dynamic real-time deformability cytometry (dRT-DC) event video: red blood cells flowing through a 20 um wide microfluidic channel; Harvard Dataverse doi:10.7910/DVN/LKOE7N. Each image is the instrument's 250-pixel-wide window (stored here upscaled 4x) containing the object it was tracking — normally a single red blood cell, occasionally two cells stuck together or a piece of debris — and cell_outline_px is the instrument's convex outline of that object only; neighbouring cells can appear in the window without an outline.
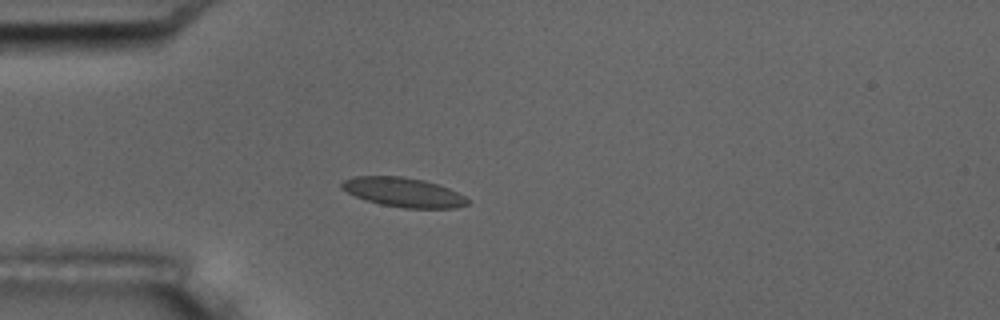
{"species": "common noctule bat (a hibernating species)", "species_latin": "Nyctalus noctula", "temperature_condition": "room temperature", "stored_images_in_passage": 9, "camera_frame_rate_fps": 3000, "um_per_image_px": 0.085, "animal": {"sex": "male", "body_mass_g": 17.5, "forearm_length_mm": 52.3}, "frame": {"image": 1, "passage_image": 4, "time_ms": 3.667, "image_size_px": [1000, 320], "cell_outline_px": [[472, 200], [468, 204], [456, 208], [404, 208], [380, 204], [356, 196], [340, 188], [340, 184], [344, 180], [356, 176], [404, 176], [424, 180], [448, 188]], "centroid_in_image_um": [34.31, 16.34], "position_along_channel_um": 50.7, "area_um2": 21.44}}
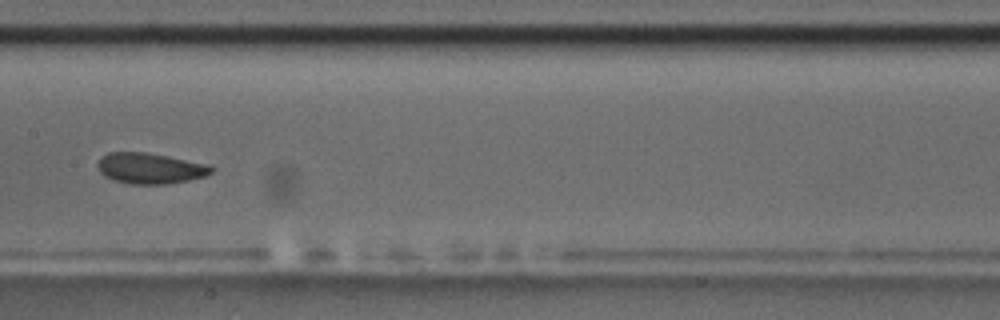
{"frame": {"image": 2, "passage_image": 8, "time_ms": 8.0, "image_size_px": [1000, 320], "cell_outline_px": [[216, 168], [212, 172], [204, 176], [188, 180], [168, 184], [128, 184], [112, 180], [104, 176], [100, 172], [96, 164], [108, 152], [144, 152], [208, 164]], "centroid_in_image_um": [12.75, 14.32], "position_along_channel_um": 194.7, "area_um2": 20.35}}